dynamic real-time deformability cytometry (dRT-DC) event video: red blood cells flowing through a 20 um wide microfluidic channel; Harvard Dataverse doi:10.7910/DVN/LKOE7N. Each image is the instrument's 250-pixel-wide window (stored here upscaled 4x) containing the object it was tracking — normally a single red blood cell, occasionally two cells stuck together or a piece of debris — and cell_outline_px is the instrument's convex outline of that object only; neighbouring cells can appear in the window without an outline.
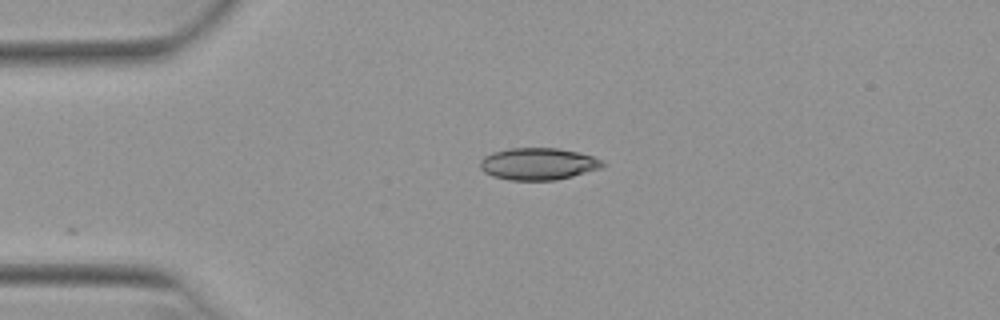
{"species": "Egyptian fruit bat (a non-hibernating species)", "species_latin": "Rousettus aegyptiacus", "temperature_condition": "warm", "stored_images_in_passage": 12, "camera_frame_rate_fps": 3000, "um_per_image_px": 0.085, "animal": {"sex": "female"}, "frame": {"image": 1, "passage_image": 1, "time_ms": 0.0, "image_size_px": [1000, 320], "cell_outline_px": [[608, 164], [600, 168], [572, 176], [556, 180], [508, 180], [492, 176], [484, 172], [480, 168], [480, 160], [484, 156], [492, 152], [508, 148], [556, 148], [580, 152], [604, 160]], "centroid_in_image_um": [45.75, 13.92], "position_along_channel_um": 39.3, "area_um2": 23.06}}
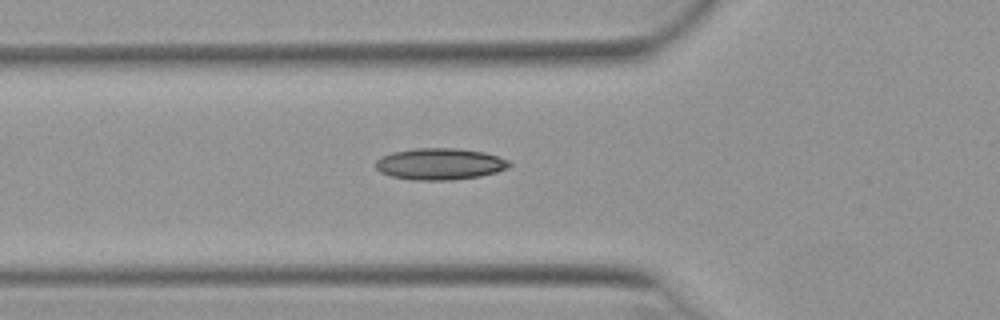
{"frame": {"image": 2, "passage_image": 7, "time_ms": 2.0, "image_size_px": [1000, 320], "cell_outline_px": [[512, 164], [508, 168], [496, 172], [480, 176], [452, 180], [412, 180], [392, 176], [380, 172], [376, 168], [376, 160], [380, 156], [392, 152], [416, 148], [460, 148], [484, 152], [508, 160]], "centroid_in_image_um": [37.38, 13.93], "position_along_channel_um": 88.4, "area_um2": 24.68}}
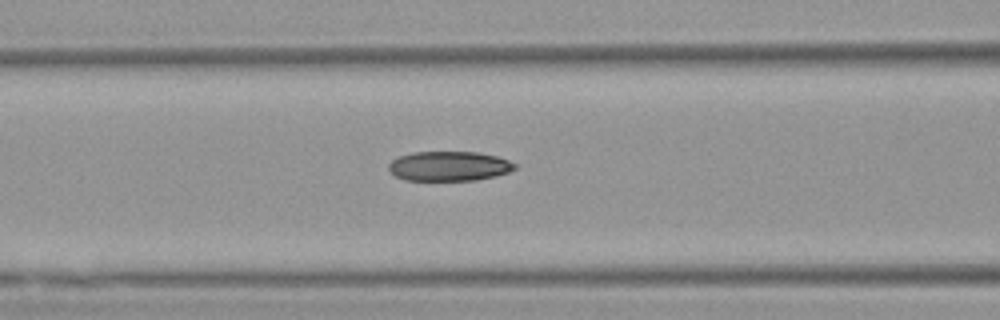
{"frame": {"image": 3, "passage_image": 10, "time_ms": 3.0, "image_size_px": [1000, 320], "cell_outline_px": [[516, 168], [508, 172], [496, 176], [476, 180], [404, 180], [388, 172], [388, 164], [392, 160], [400, 156], [412, 152], [476, 152], [496, 156], [508, 160], [516, 164]], "centroid_in_image_um": [38.14, 14.12], "position_along_channel_um": 128.5, "area_um2": 21.85}}